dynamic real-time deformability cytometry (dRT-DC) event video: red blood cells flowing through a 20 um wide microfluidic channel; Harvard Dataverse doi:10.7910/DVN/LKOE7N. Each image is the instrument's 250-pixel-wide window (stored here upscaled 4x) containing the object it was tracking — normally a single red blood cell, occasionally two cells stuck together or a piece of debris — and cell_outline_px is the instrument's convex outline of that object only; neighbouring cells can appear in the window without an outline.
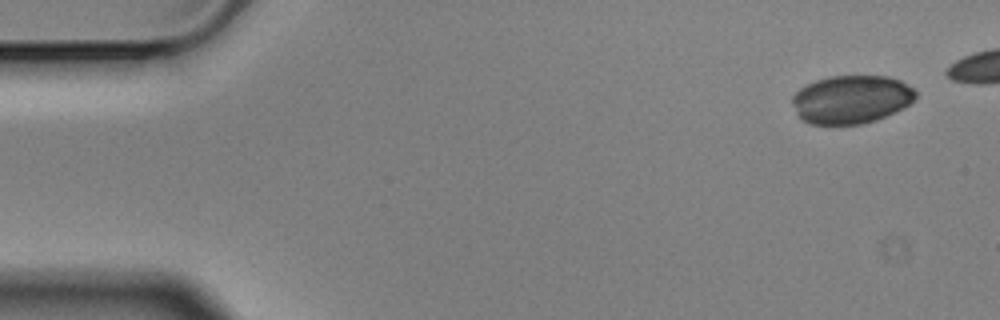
{"species": "Egyptian fruit bat (a non-hibernating species)", "species_latin": "Rousettus aegyptiacus", "temperature_condition": "cold", "stored_images_in_passage": 4, "camera_frame_rate_fps": 3000, "um_per_image_px": 0.085, "animal": {"sex": "male"}, "frame": {"image": 1, "passage_image": 1, "time_ms": 0.0, "image_size_px": [1000, 320], "cell_outline_px": [[916, 96], [908, 104], [896, 112], [876, 120], [860, 124], [808, 124], [800, 120], [792, 104], [792, 96], [800, 88], [816, 80], [828, 76], [888, 76], [900, 80], [912, 88], [916, 92]], "centroid_in_image_um": [72.32, 8.45], "position_along_channel_um": 12.7, "area_um2": 34.74}}